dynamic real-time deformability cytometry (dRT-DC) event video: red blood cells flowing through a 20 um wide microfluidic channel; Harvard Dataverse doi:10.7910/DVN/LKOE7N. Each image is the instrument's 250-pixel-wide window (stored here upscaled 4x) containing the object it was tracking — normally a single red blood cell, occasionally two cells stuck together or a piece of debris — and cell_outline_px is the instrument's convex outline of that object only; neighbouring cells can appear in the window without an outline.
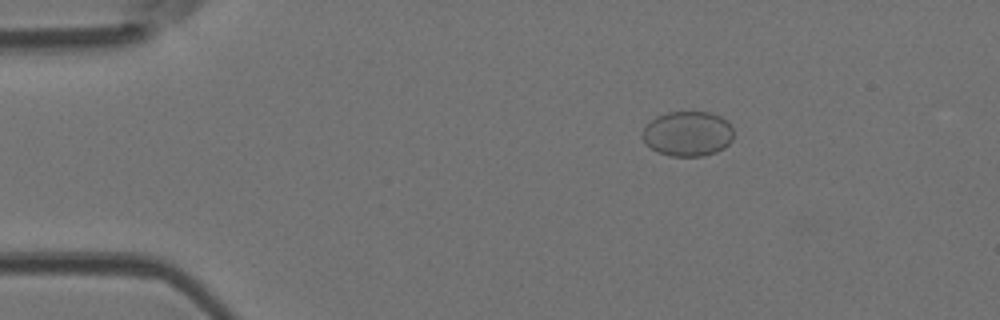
{"species": "Egyptian fruit bat (a non-hibernating species)", "species_latin": "Rousettus aegyptiacus", "temperature_condition": "room temperature", "stored_images_in_passage": 7, "camera_frame_rate_fps": 3000, "um_per_image_px": 0.085, "animal": {"sex": "female"}, "frame": {"image": 1, "passage_image": 2, "time_ms": 0.333, "image_size_px": [1000, 320], "cell_outline_px": [[732, 140], [724, 148], [716, 152], [704, 156], [668, 156], [644, 144], [640, 136], [644, 128], [656, 116], [668, 112], [708, 112], [720, 116], [728, 120], [732, 128]], "centroid_in_image_um": [58.45, 11.37], "position_along_channel_um": 26.6, "area_um2": 24.04}}
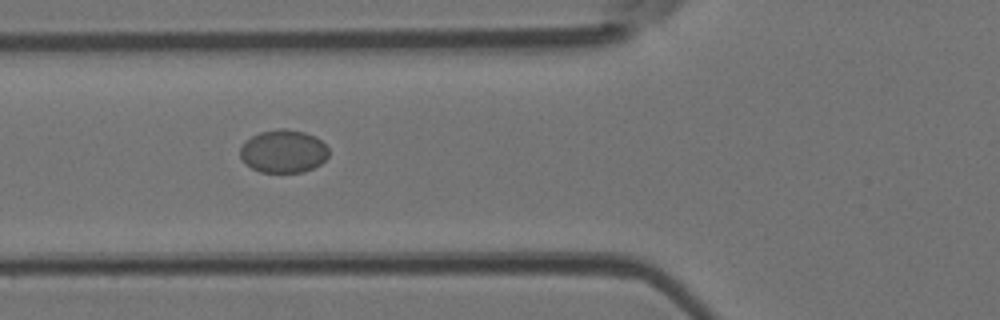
{"frame": {"image": 2, "passage_image": 5, "time_ms": 1.333, "image_size_px": [1000, 320], "cell_outline_px": [[328, 156], [320, 164], [304, 172], [260, 172], [252, 168], [240, 156], [240, 148], [244, 140], [260, 132], [280, 128], [284, 128], [304, 132], [316, 136], [328, 148]], "centroid_in_image_um": [24.08, 12.85], "position_along_channel_um": 101.7, "area_um2": 22.14}}
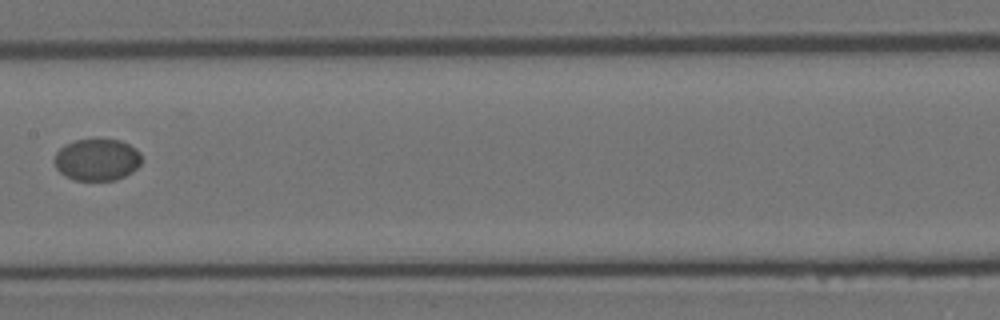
{"frame": {"image": 3, "passage_image": 7, "time_ms": 2.0, "image_size_px": [1000, 320], "cell_outline_px": [[140, 164], [132, 172], [116, 180], [76, 180], [64, 176], [56, 168], [52, 160], [56, 152], [64, 144], [76, 140], [120, 140], [136, 148], [140, 152]], "centroid_in_image_um": [8.21, 13.58], "position_along_channel_um": 199.2, "area_um2": 21.33}}